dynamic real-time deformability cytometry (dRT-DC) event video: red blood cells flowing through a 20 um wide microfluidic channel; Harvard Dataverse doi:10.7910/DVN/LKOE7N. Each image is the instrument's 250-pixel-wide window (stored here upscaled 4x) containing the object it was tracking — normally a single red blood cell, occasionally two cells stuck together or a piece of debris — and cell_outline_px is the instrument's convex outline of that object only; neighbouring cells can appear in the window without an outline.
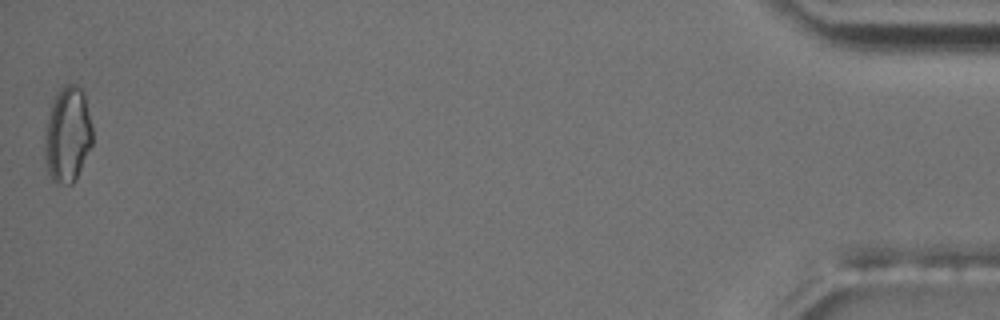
{"species": "common noctule bat (a hibernating species)", "species_latin": "Nyctalus noctula", "temperature_condition": "room temperature", "stored_images_in_passage": 48, "camera_frame_rate_fps": 3000, "um_per_image_px": 0.085, "animal": {"sex": "male", "body_mass_g": 17.5, "forearm_length_mm": 52.3}, "frame": {"image": 1, "passage_image": 48, "time_ms": 15.667, "image_size_px": [1000, 320], "cell_outline_px": [[92, 144], [76, 180], [72, 184], [68, 184], [52, 180], [48, 172], [44, 156], [44, 132], [48, 116], [52, 104], [56, 96], [68, 84], [76, 84], [84, 92], [92, 124]], "centroid_in_image_um": [5.75, 11.47], "position_along_channel_um": 429.4, "area_um2": 26.53}, "authors_computed_cell_mechanics": {"area_um2": 20.6346, "velocity_mm_per_s": 3.7314, "shape_relaxation_time_tau1_ms": 9.1193, "shape_relaxation_time_tau2_ms": 3.7209, "deformation_change_tau1": 0.1541, "deformation_change_tau2": 0.1096}}